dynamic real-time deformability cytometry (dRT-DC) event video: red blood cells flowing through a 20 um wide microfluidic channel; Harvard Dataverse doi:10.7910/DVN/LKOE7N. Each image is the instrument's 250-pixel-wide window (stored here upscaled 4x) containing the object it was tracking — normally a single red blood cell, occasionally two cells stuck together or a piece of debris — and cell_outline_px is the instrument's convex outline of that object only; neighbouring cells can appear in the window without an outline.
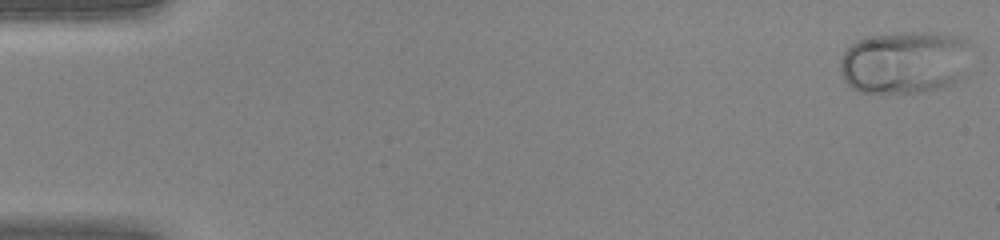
{"species": "human", "species_latin": "Homo sapiens", "temperature_condition": "warm", "stored_images_in_passage": 44, "camera_frame_rate_fps": 3000, "um_per_image_px": 0.085, "donor": {"sex": "female"}, "frame": {"image": 1, "passage_image": 1, "time_ms": 0.0, "image_size_px": [1000, 240], "cell_outline_px": [[968, 44], [964, 76], [952, 84], [928, 92], [860, 92], [852, 88], [844, 80], [840, 72], [840, 60], [844, 52], [852, 44], [864, 36], [904, 32], [932, 32], [956, 36], [964, 40]], "centroid_in_image_um": [76.86, 5.29], "position_along_channel_um": 8.1, "area_um2": 47.92}}
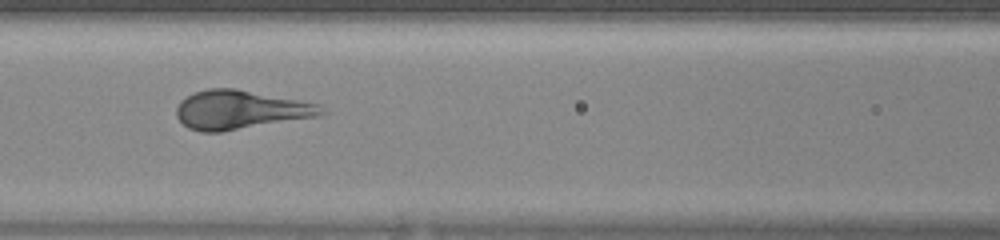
{"frame": {"image": 2, "passage_image": 20, "time_ms": 6.333, "image_size_px": [1000, 240], "cell_outline_px": [[328, 112], [320, 116], [220, 132], [200, 132], [188, 128], [176, 116], [176, 108], [180, 100], [196, 92], [208, 88], [236, 88], [320, 104]], "centroid_in_image_um": [20.44, 9.33], "position_along_channel_um": 146.2, "area_um2": 32.89}}
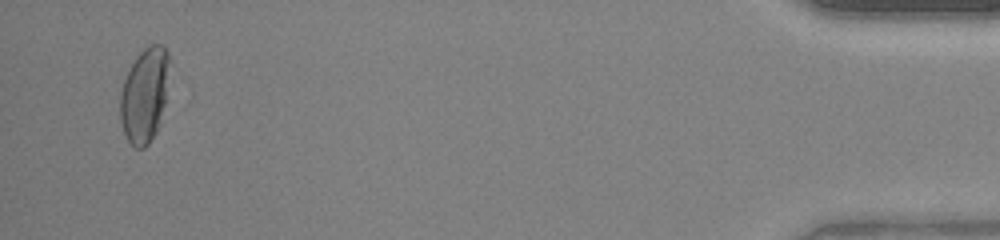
{"frame": {"image": 3, "passage_image": 43, "time_ms": 14.0, "image_size_px": [1000, 240], "cell_outline_px": [[168, 60], [164, 104], [156, 132], [148, 144], [144, 148], [136, 148], [128, 140], [124, 132], [120, 120], [120, 92], [124, 80], [136, 56], [148, 44], [160, 44], [168, 52]], "centroid_in_image_um": [12.25, 8.08], "position_along_channel_um": 423.0, "area_um2": 26.53}}